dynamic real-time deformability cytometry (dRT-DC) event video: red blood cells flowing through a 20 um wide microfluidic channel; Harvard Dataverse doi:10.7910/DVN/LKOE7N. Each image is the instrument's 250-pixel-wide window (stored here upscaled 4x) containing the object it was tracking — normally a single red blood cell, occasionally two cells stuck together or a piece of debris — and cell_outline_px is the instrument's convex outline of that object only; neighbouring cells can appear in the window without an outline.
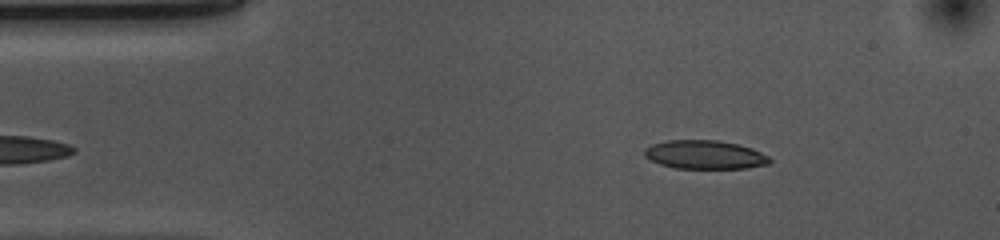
{"species": "common noctule bat (a hibernating species)", "species_latin": "Nyctalus noctula", "temperature_condition": "cold", "stored_images_in_passage": 49, "camera_frame_rate_fps": 3000, "um_per_image_px": 0.085, "animal": {"sex": "female", "body_mass_g": 10.0, "forearm_length_mm": 53.1}, "frame": {"image": 1, "passage_image": 3, "time_ms": 0.667, "image_size_px": [1000, 240], "cell_outline_px": [[772, 160], [768, 164], [748, 168], [676, 168], [660, 164], [644, 156], [644, 148], [652, 144], [668, 140], [716, 140], [736, 144], [752, 148], [768, 156]], "centroid_in_image_um": [59.9, 13.15], "position_along_channel_um": 25.1, "area_um2": 20.81}}
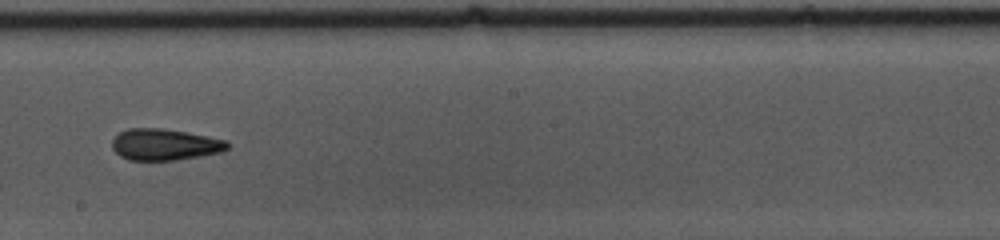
{"frame": {"image": 2, "passage_image": 24, "time_ms": 7.667, "image_size_px": [1000, 240], "cell_outline_px": [[228, 148], [220, 152], [200, 156], [176, 160], [128, 160], [120, 156], [112, 148], [112, 140], [120, 132], [128, 128], [164, 128], [208, 136], [228, 140]], "centroid_in_image_um": [14.0, 12.28], "position_along_channel_um": 234.2, "area_um2": 21.15}}
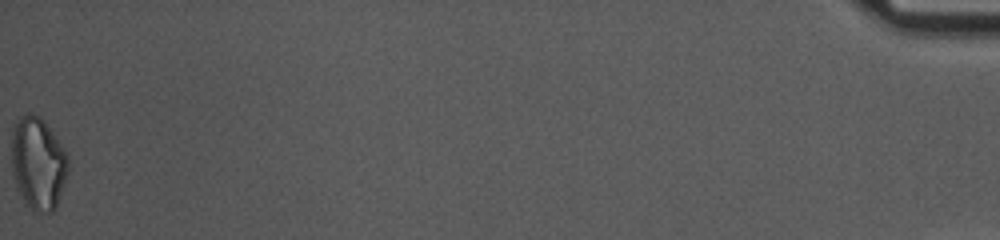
{"frame": {"image": 3, "passage_image": 49, "time_ms": 16.0, "image_size_px": [1000, 240], "cell_outline_px": [[68, 172], [64, 184], [56, 204], [52, 212], [36, 212], [20, 196], [16, 188], [12, 172], [12, 132], [20, 116], [28, 112], [32, 112], [40, 116], [44, 120], [64, 148], [68, 156]], "centroid_in_image_um": [3.23, 13.85], "position_along_channel_um": 432.0, "area_um2": 30.46}, "authors_computed_cell_mechanics": {"area_um2": 21.4438, "velocity_mm_per_s": 3.6673, "shape_relaxation_time_tau1_ms": null, "shape_relaxation_time_tau2_ms": 4.6531, "deformation_change_tau1": null, "deformation_change_tau2": 0.1278}}